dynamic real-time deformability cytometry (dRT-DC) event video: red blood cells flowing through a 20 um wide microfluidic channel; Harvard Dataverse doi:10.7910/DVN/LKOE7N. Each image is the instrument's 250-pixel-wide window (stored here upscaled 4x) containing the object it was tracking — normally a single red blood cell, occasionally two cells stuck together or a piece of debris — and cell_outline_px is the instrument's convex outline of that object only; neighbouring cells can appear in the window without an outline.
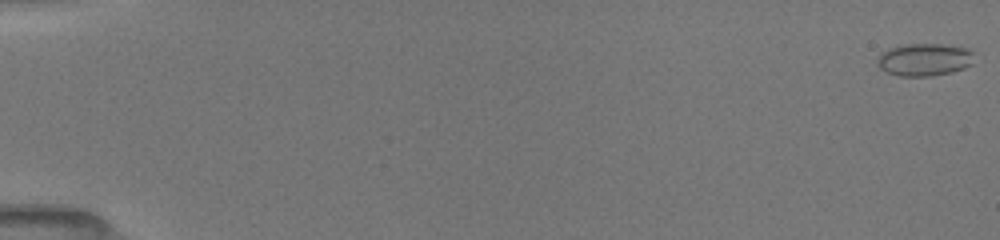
{"species": "common noctule bat (a hibernating species)", "species_latin": "Nyctalus noctula", "temperature_condition": "room temperature", "stored_images_in_passage": 20, "camera_frame_rate_fps": 3000, "um_per_image_px": 0.085, "animal": {"sex": "female", "body_mass_g": 19.5, "forearm_length_mm": 54.1}, "frame": {"image": 1, "passage_image": 1, "time_ms": 0.0, "image_size_px": [1000, 240], "cell_outline_px": [[972, 64], [964, 68], [952, 72], [932, 76], [900, 76], [888, 72], [880, 68], [876, 64], [876, 60], [880, 52], [888, 48], [904, 44], [940, 44], [968, 48], [972, 52]], "centroid_in_image_um": [78.53, 5.06], "position_along_channel_um": 6.5, "area_um2": 18.5}}
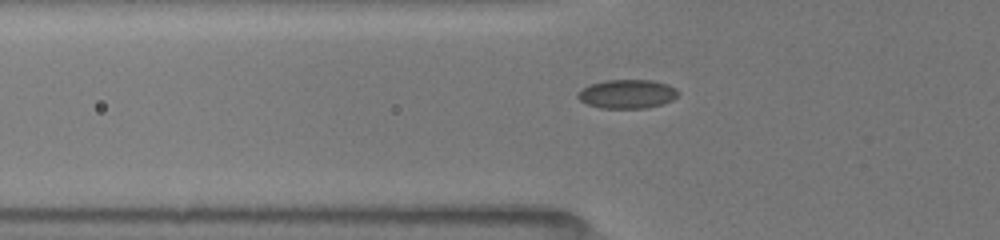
{"frame": {"image": 2, "passage_image": 16, "time_ms": 6.0, "image_size_px": [1000, 240], "cell_outline_px": [[680, 92], [672, 100], [660, 104], [644, 108], [600, 108], [588, 104], [580, 100], [576, 96], [576, 92], [588, 84], [604, 80], [652, 80], [668, 84], [676, 88]], "centroid_in_image_um": [53.27, 7.97], "position_along_channel_um": 72.5, "area_um2": 16.99}}
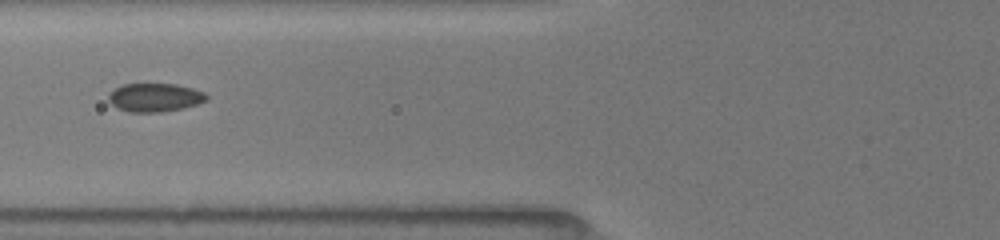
{"frame": {"image": 3, "passage_image": 18, "time_ms": 7.0, "image_size_px": [1000, 240], "cell_outline_px": [[208, 100], [184, 108], [160, 112], [128, 112], [116, 108], [108, 100], [108, 96], [116, 88], [124, 84], [176, 84], [192, 88], [204, 92], [208, 96]], "centroid_in_image_um": [13.17, 8.29], "position_along_channel_um": 112.6, "area_um2": 16.24}}